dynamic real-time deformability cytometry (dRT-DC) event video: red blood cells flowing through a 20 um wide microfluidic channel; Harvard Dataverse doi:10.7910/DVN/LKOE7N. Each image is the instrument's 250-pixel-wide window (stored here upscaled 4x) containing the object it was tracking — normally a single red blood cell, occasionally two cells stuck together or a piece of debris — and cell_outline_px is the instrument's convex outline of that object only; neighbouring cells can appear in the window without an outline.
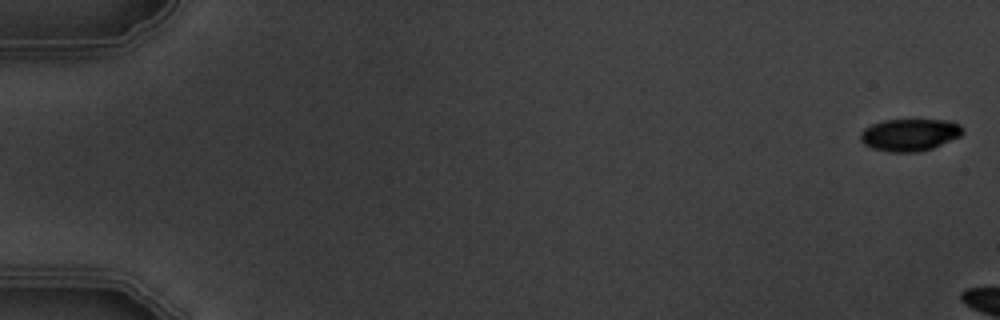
{"species": "common noctule bat (a hibernating species)", "species_latin": "Nyctalus noctula", "temperature_condition": "warm", "stored_images_in_passage": 3, "camera_frame_rate_fps": 3000, "um_per_image_px": 0.085, "animal": {"sex": "male", "body_mass_g": 19.5, "forearm_length_mm": 54.6}, "frame": {"image": 1, "passage_image": 1, "time_ms": 0.0, "image_size_px": [1000, 320], "cell_outline_px": [[964, 132], [960, 136], [932, 148], [916, 152], [888, 152], [872, 148], [864, 144], [860, 140], [860, 132], [864, 128], [872, 124], [884, 120], [944, 120], [960, 124], [964, 128]], "centroid_in_image_um": [77.31, 11.46], "position_along_channel_um": 7.7, "area_um2": 19.19}}